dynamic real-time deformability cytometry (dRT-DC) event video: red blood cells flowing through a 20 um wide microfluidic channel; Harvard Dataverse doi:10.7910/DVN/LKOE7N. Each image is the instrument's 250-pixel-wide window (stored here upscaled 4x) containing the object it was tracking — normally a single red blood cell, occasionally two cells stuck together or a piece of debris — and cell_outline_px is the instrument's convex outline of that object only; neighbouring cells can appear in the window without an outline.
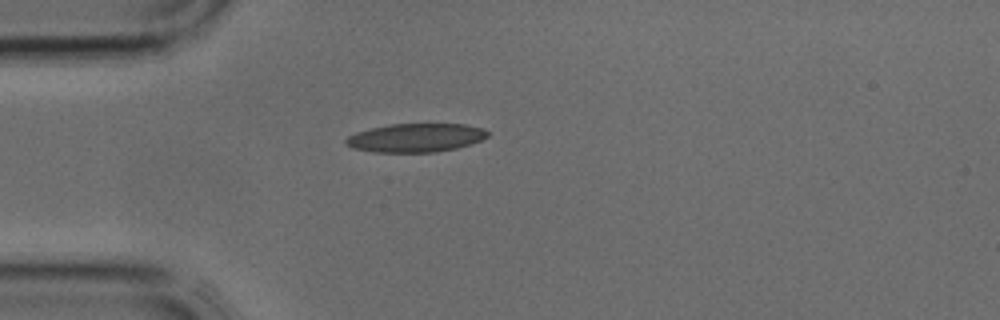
{"species": "common noctule bat (a hibernating species)", "species_latin": "Nyctalus noctula", "temperature_condition": "cold", "stored_images_in_passage": 30, "camera_frame_rate_fps": 3000, "um_per_image_px": 0.085, "animal": {"sex": "male", "body_mass_g": 17.9, "forearm_length_mm": 54.2}, "frame": {"image": 1, "passage_image": 1, "time_ms": 0.0, "image_size_px": [1000, 320], "cell_outline_px": [[488, 136], [480, 140], [456, 148], [436, 152], [372, 152], [352, 148], [344, 144], [344, 140], [348, 136], [356, 132], [372, 128], [392, 124], [464, 124], [484, 128], [488, 132]], "centroid_in_image_um": [35.3, 11.71], "position_along_channel_um": 49.7, "area_um2": 23.58}}
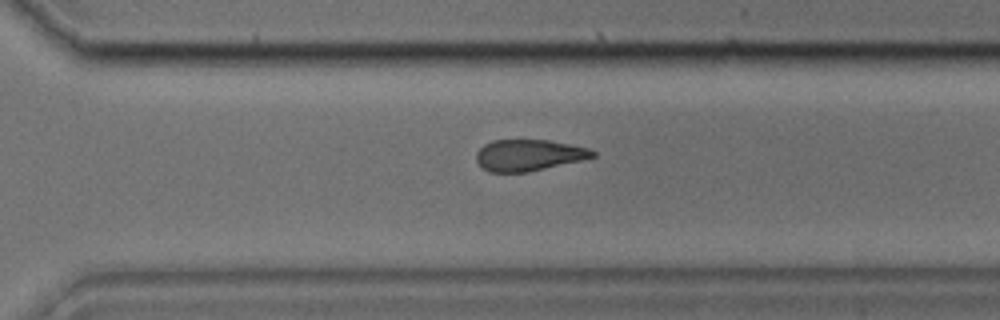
{"frame": {"image": 2, "passage_image": 18, "time_ms": 5.667, "image_size_px": [1000, 320], "cell_outline_px": [[596, 156], [580, 160], [528, 172], [488, 172], [476, 160], [476, 152], [484, 144], [492, 140], [548, 140], [588, 148], [596, 152]], "centroid_in_image_um": [44.91, 13.18], "position_along_channel_um": 325.7, "area_um2": 21.04}}
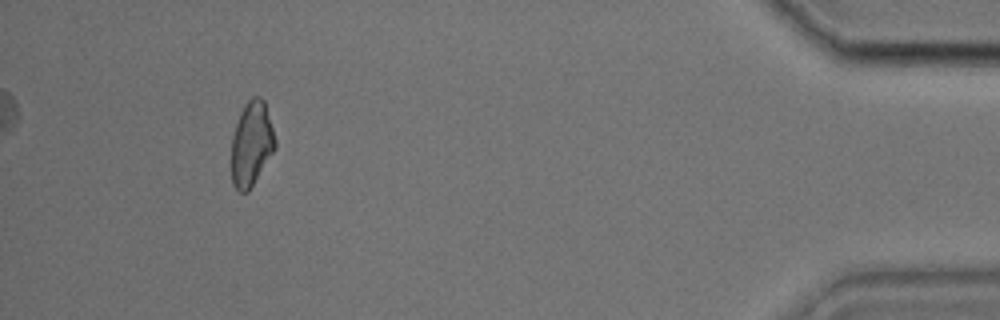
{"frame": {"image": 3, "passage_image": 27, "time_ms": 8.667, "image_size_px": [1000, 320], "cell_outline_px": [[276, 148], [248, 192], [240, 192], [232, 184], [232, 136], [240, 112], [244, 104], [252, 96], [260, 96], [264, 100], [276, 140]], "centroid_in_image_um": [21.38, 12.21], "position_along_channel_um": 413.8, "area_um2": 21.5}}